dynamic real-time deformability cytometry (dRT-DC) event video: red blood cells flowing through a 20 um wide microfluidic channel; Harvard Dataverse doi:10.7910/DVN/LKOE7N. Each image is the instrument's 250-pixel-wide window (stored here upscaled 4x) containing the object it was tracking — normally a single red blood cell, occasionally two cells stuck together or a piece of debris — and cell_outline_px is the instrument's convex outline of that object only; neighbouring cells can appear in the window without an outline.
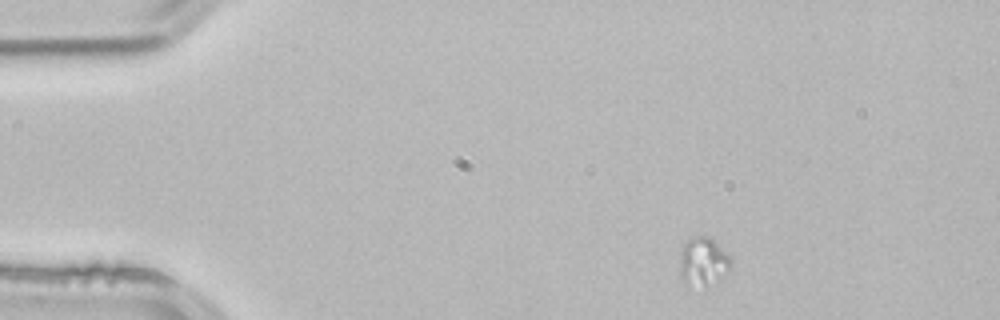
{"species": "common noctule bat (a hibernating species)", "species_latin": "Nyctalus noctula", "temperature_condition": "room temperature", "stored_images_in_passage": 3, "camera_frame_rate_fps": 3000, "um_per_image_px": 0.085, "animal": {"sex": "male", "body_mass_g": 21.5, "forearm_length_mm": 52.0}, "frame": {"image": 1, "passage_image": 1, "time_ms": 0.0, "image_size_px": [1000, 320], "cell_outline_px": [[732, 264], [720, 276], [704, 288], [688, 288], [684, 284], [680, 276], [680, 252], [688, 236], [708, 236], [732, 260]], "centroid_in_image_um": [59.67, 22.27], "position_along_channel_um": 25.3, "area_um2": 14.45}}